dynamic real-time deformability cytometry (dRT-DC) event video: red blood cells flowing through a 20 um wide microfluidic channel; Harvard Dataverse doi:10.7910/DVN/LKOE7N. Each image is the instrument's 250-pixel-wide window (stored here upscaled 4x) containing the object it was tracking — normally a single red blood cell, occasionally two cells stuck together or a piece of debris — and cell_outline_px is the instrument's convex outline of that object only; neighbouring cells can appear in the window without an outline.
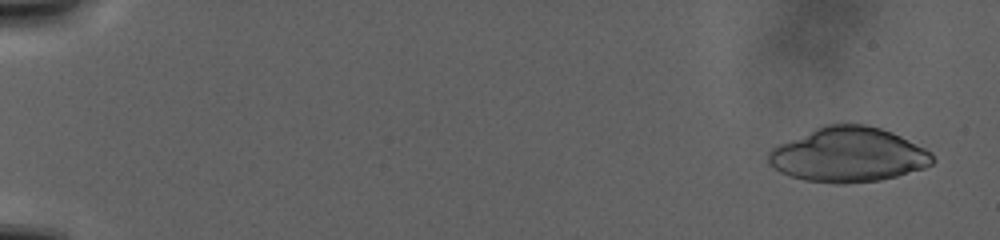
{"species": "human", "species_latin": "Homo sapiens", "temperature_condition": "warm", "stored_images_in_passage": 104, "camera_frame_rate_fps": 3000, "um_per_image_px": 0.085, "donor": {"sex": "male"}, "frame": {"image": 1, "passage_image": 11, "time_ms": 1.667, "image_size_px": [1000, 240], "cell_outline_px": [[936, 160], [932, 164], [924, 168], [896, 176], [880, 180], [844, 184], [836, 184], [804, 180], [780, 172], [772, 168], [768, 164], [768, 152], [772, 148], [780, 144], [824, 124], [868, 124], [892, 132], [932, 152]], "centroid_in_image_um": [72.11, 13.16], "position_along_channel_um": 12.9, "area_um2": 52.31}}
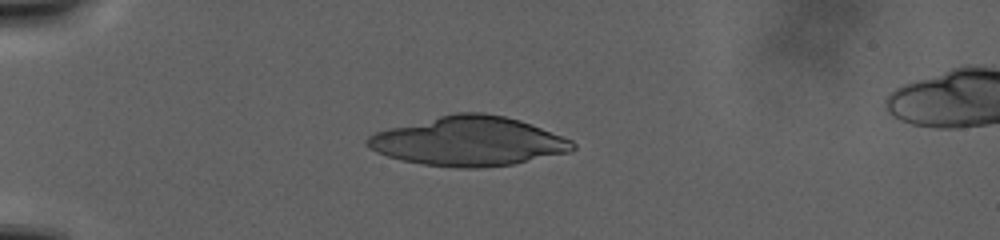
{"frame": {"image": 2, "passage_image": 64, "time_ms": 11.333, "image_size_px": [1000, 240], "cell_outline_px": [[576, 148], [572, 152], [512, 164], [476, 168], [456, 168], [424, 164], [404, 160], [388, 156], [376, 152], [368, 148], [364, 144], [364, 140], [368, 136], [376, 132], [388, 128], [456, 112], [484, 112], [504, 116], [520, 120], [572, 140], [576, 144]], "centroid_in_image_um": [39.83, 12.0], "position_along_channel_um": 45.2, "area_um2": 58.9}}